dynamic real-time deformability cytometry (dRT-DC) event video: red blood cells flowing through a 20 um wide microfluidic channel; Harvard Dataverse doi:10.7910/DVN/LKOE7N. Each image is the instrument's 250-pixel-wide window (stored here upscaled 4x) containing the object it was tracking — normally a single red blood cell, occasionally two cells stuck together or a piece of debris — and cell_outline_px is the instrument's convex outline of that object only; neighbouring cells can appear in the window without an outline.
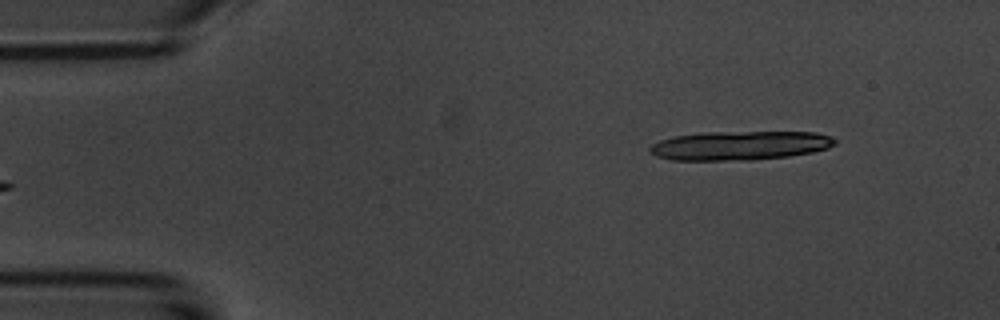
{"species": "common noctule bat (a hibernating species)", "species_latin": "Nyctalus noctula", "temperature_condition": "room temperature", "stored_images_in_passage": 6, "camera_frame_rate_fps": 3000, "um_per_image_px": 0.085, "animal": {"sex": "male", "body_mass_g": 20.1, "forearm_length_mm": 53.5}, "frame": {"image": 1, "passage_image": 6, "time_ms": 5.667, "image_size_px": [1000, 320], "cell_outline_px": [[836, 144], [828, 148], [812, 152], [788, 156], [756, 160], [672, 160], [656, 156], [648, 148], [652, 144], [660, 140], [676, 136], [704, 132], [816, 132], [828, 136], [836, 140]], "centroid_in_image_um": [62.89, 12.37], "position_along_channel_um": 22.1, "area_um2": 31.27}}